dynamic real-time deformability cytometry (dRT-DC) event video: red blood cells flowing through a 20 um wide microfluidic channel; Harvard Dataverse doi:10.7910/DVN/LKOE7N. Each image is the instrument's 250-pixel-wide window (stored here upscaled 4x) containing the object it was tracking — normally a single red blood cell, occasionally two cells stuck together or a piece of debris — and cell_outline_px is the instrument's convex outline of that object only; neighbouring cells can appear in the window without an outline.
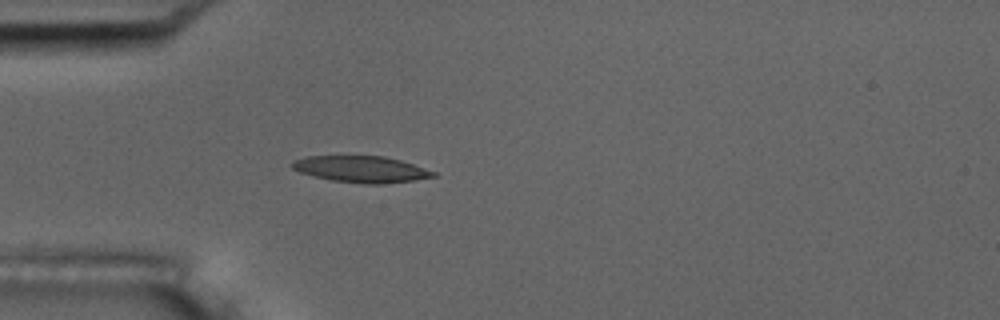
{"species": "common noctule bat (a hibernating species)", "species_latin": "Nyctalus noctula", "temperature_condition": "room temperature", "stored_images_in_passage": 40, "camera_frame_rate_fps": 3000, "um_per_image_px": 0.085, "animal": {"sex": "male", "body_mass_g": 17.5, "forearm_length_mm": 52.3}, "frame": {"image": 1, "passage_image": 1, "time_ms": 0.0, "image_size_px": [1000, 320], "cell_outline_px": [[436, 176], [412, 180], [384, 184], [364, 184], [332, 180], [300, 172], [292, 168], [292, 160], [308, 156], [384, 156], [400, 160], [436, 172]], "centroid_in_image_um": [30.69, 14.38], "position_along_channel_um": 54.3, "area_um2": 21.5}}
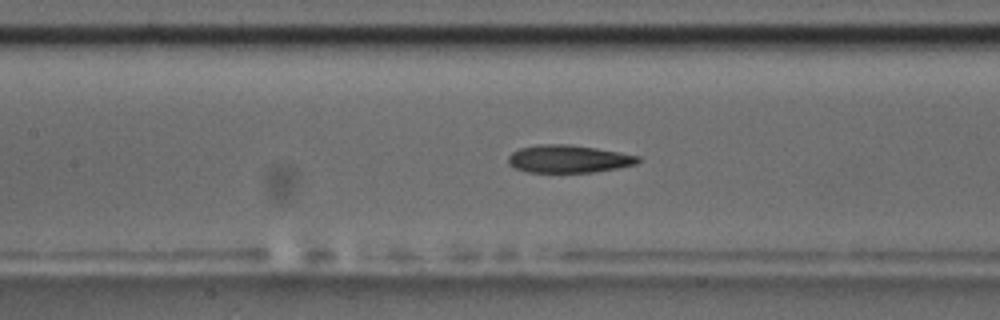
{"frame": {"image": 2, "passage_image": 10, "time_ms": 3.0, "image_size_px": [1000, 320], "cell_outline_px": [[640, 160], [636, 164], [616, 168], [592, 172], [528, 172], [516, 168], [508, 164], [508, 156], [512, 152], [520, 148], [536, 144], [568, 144], [596, 148], [620, 152], [640, 156]], "centroid_in_image_um": [48.31, 13.5], "position_along_channel_um": 159.1, "area_um2": 20.92}}
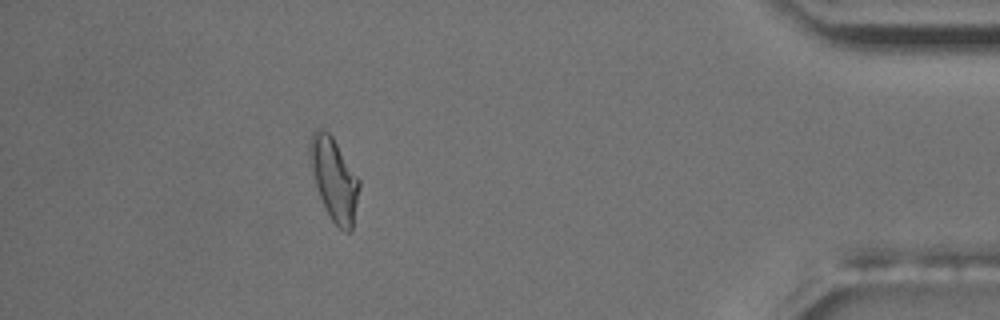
{"frame": {"image": 3, "passage_image": 34, "time_ms": 11.0, "image_size_px": [1000, 320], "cell_outline_px": [[360, 188], [352, 232], [344, 232], [332, 220], [320, 196], [312, 176], [308, 156], [308, 140], [312, 132], [316, 128], [320, 128], [328, 132], [332, 136], [360, 180]], "centroid_in_image_um": [28.38, 15.2], "position_along_channel_um": 406.8, "area_um2": 23.99}, "authors_computed_cell_mechanics": {"area_um2": 21.6461, "velocity_mm_per_s": 3.7194, "shape_relaxation_time_tau1_ms": 4.0944, "shape_relaxation_time_tau2_ms": 3.2695, "deformation_change_tau1": 0.1575, "deformation_change_tau2": 0.1219}}